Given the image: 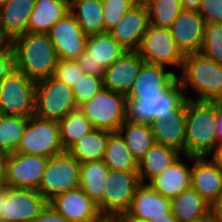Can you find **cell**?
<instances>
[{
    "instance_id": "obj_48",
    "label": "cell",
    "mask_w": 222,
    "mask_h": 222,
    "mask_svg": "<svg viewBox=\"0 0 222 222\" xmlns=\"http://www.w3.org/2000/svg\"><path fill=\"white\" fill-rule=\"evenodd\" d=\"M6 154L0 152V188L6 186L5 180V162Z\"/></svg>"
},
{
    "instance_id": "obj_23",
    "label": "cell",
    "mask_w": 222,
    "mask_h": 222,
    "mask_svg": "<svg viewBox=\"0 0 222 222\" xmlns=\"http://www.w3.org/2000/svg\"><path fill=\"white\" fill-rule=\"evenodd\" d=\"M36 0H8L0 7V33L10 43L27 33L30 14Z\"/></svg>"
},
{
    "instance_id": "obj_54",
    "label": "cell",
    "mask_w": 222,
    "mask_h": 222,
    "mask_svg": "<svg viewBox=\"0 0 222 222\" xmlns=\"http://www.w3.org/2000/svg\"><path fill=\"white\" fill-rule=\"evenodd\" d=\"M122 222H147V221H141L135 218H119Z\"/></svg>"
},
{
    "instance_id": "obj_43",
    "label": "cell",
    "mask_w": 222,
    "mask_h": 222,
    "mask_svg": "<svg viewBox=\"0 0 222 222\" xmlns=\"http://www.w3.org/2000/svg\"><path fill=\"white\" fill-rule=\"evenodd\" d=\"M15 69L14 53L10 44L0 52V83Z\"/></svg>"
},
{
    "instance_id": "obj_42",
    "label": "cell",
    "mask_w": 222,
    "mask_h": 222,
    "mask_svg": "<svg viewBox=\"0 0 222 222\" xmlns=\"http://www.w3.org/2000/svg\"><path fill=\"white\" fill-rule=\"evenodd\" d=\"M77 64L81 67L85 74L102 77L104 75L105 68L100 65L99 62H95L91 55L84 51L77 59Z\"/></svg>"
},
{
    "instance_id": "obj_28",
    "label": "cell",
    "mask_w": 222,
    "mask_h": 222,
    "mask_svg": "<svg viewBox=\"0 0 222 222\" xmlns=\"http://www.w3.org/2000/svg\"><path fill=\"white\" fill-rule=\"evenodd\" d=\"M102 10L101 0H73L70 2V13L86 36L105 33Z\"/></svg>"
},
{
    "instance_id": "obj_17",
    "label": "cell",
    "mask_w": 222,
    "mask_h": 222,
    "mask_svg": "<svg viewBox=\"0 0 222 222\" xmlns=\"http://www.w3.org/2000/svg\"><path fill=\"white\" fill-rule=\"evenodd\" d=\"M144 63L137 51H126L105 69L104 88L127 97Z\"/></svg>"
},
{
    "instance_id": "obj_49",
    "label": "cell",
    "mask_w": 222,
    "mask_h": 222,
    "mask_svg": "<svg viewBox=\"0 0 222 222\" xmlns=\"http://www.w3.org/2000/svg\"><path fill=\"white\" fill-rule=\"evenodd\" d=\"M212 160L222 170V144L217 145L215 151L210 155Z\"/></svg>"
},
{
    "instance_id": "obj_45",
    "label": "cell",
    "mask_w": 222,
    "mask_h": 222,
    "mask_svg": "<svg viewBox=\"0 0 222 222\" xmlns=\"http://www.w3.org/2000/svg\"><path fill=\"white\" fill-rule=\"evenodd\" d=\"M211 214L214 219L222 221V190L211 205Z\"/></svg>"
},
{
    "instance_id": "obj_36",
    "label": "cell",
    "mask_w": 222,
    "mask_h": 222,
    "mask_svg": "<svg viewBox=\"0 0 222 222\" xmlns=\"http://www.w3.org/2000/svg\"><path fill=\"white\" fill-rule=\"evenodd\" d=\"M182 10L180 0H154L148 7L150 24L170 28Z\"/></svg>"
},
{
    "instance_id": "obj_18",
    "label": "cell",
    "mask_w": 222,
    "mask_h": 222,
    "mask_svg": "<svg viewBox=\"0 0 222 222\" xmlns=\"http://www.w3.org/2000/svg\"><path fill=\"white\" fill-rule=\"evenodd\" d=\"M191 160L190 187L197 191L210 205L222 190V170L209 157H193L183 154Z\"/></svg>"
},
{
    "instance_id": "obj_52",
    "label": "cell",
    "mask_w": 222,
    "mask_h": 222,
    "mask_svg": "<svg viewBox=\"0 0 222 222\" xmlns=\"http://www.w3.org/2000/svg\"><path fill=\"white\" fill-rule=\"evenodd\" d=\"M9 44V42L0 33V52Z\"/></svg>"
},
{
    "instance_id": "obj_19",
    "label": "cell",
    "mask_w": 222,
    "mask_h": 222,
    "mask_svg": "<svg viewBox=\"0 0 222 222\" xmlns=\"http://www.w3.org/2000/svg\"><path fill=\"white\" fill-rule=\"evenodd\" d=\"M171 212V201L155 191L149 184L140 183L135 190L128 211L119 218H135L149 222Z\"/></svg>"
},
{
    "instance_id": "obj_35",
    "label": "cell",
    "mask_w": 222,
    "mask_h": 222,
    "mask_svg": "<svg viewBox=\"0 0 222 222\" xmlns=\"http://www.w3.org/2000/svg\"><path fill=\"white\" fill-rule=\"evenodd\" d=\"M28 117L3 115L0 124V152L15 153L23 135Z\"/></svg>"
},
{
    "instance_id": "obj_9",
    "label": "cell",
    "mask_w": 222,
    "mask_h": 222,
    "mask_svg": "<svg viewBox=\"0 0 222 222\" xmlns=\"http://www.w3.org/2000/svg\"><path fill=\"white\" fill-rule=\"evenodd\" d=\"M77 109L72 87L53 77L36 82L35 115L42 119L59 121Z\"/></svg>"
},
{
    "instance_id": "obj_39",
    "label": "cell",
    "mask_w": 222,
    "mask_h": 222,
    "mask_svg": "<svg viewBox=\"0 0 222 222\" xmlns=\"http://www.w3.org/2000/svg\"><path fill=\"white\" fill-rule=\"evenodd\" d=\"M105 33L114 27L122 16L134 7L133 0H101Z\"/></svg>"
},
{
    "instance_id": "obj_5",
    "label": "cell",
    "mask_w": 222,
    "mask_h": 222,
    "mask_svg": "<svg viewBox=\"0 0 222 222\" xmlns=\"http://www.w3.org/2000/svg\"><path fill=\"white\" fill-rule=\"evenodd\" d=\"M126 96L102 88L79 109L90 121L94 129L117 132L126 121Z\"/></svg>"
},
{
    "instance_id": "obj_6",
    "label": "cell",
    "mask_w": 222,
    "mask_h": 222,
    "mask_svg": "<svg viewBox=\"0 0 222 222\" xmlns=\"http://www.w3.org/2000/svg\"><path fill=\"white\" fill-rule=\"evenodd\" d=\"M16 152L45 158L64 153L58 121L30 116Z\"/></svg>"
},
{
    "instance_id": "obj_34",
    "label": "cell",
    "mask_w": 222,
    "mask_h": 222,
    "mask_svg": "<svg viewBox=\"0 0 222 222\" xmlns=\"http://www.w3.org/2000/svg\"><path fill=\"white\" fill-rule=\"evenodd\" d=\"M60 142L67 151L81 137L94 130L90 121L77 108L69 112L64 118L58 121Z\"/></svg>"
},
{
    "instance_id": "obj_33",
    "label": "cell",
    "mask_w": 222,
    "mask_h": 222,
    "mask_svg": "<svg viewBox=\"0 0 222 222\" xmlns=\"http://www.w3.org/2000/svg\"><path fill=\"white\" fill-rule=\"evenodd\" d=\"M103 161L112 170L138 172V161L132 156L124 139L118 132H109Z\"/></svg>"
},
{
    "instance_id": "obj_16",
    "label": "cell",
    "mask_w": 222,
    "mask_h": 222,
    "mask_svg": "<svg viewBox=\"0 0 222 222\" xmlns=\"http://www.w3.org/2000/svg\"><path fill=\"white\" fill-rule=\"evenodd\" d=\"M48 203L69 222H94L102 216L97 204L80 187L61 193Z\"/></svg>"
},
{
    "instance_id": "obj_1",
    "label": "cell",
    "mask_w": 222,
    "mask_h": 222,
    "mask_svg": "<svg viewBox=\"0 0 222 222\" xmlns=\"http://www.w3.org/2000/svg\"><path fill=\"white\" fill-rule=\"evenodd\" d=\"M9 44L16 70L35 82L53 76L59 58L49 34L27 32Z\"/></svg>"
},
{
    "instance_id": "obj_25",
    "label": "cell",
    "mask_w": 222,
    "mask_h": 222,
    "mask_svg": "<svg viewBox=\"0 0 222 222\" xmlns=\"http://www.w3.org/2000/svg\"><path fill=\"white\" fill-rule=\"evenodd\" d=\"M69 13L68 0H36L29 17L27 32L48 34L53 25Z\"/></svg>"
},
{
    "instance_id": "obj_56",
    "label": "cell",
    "mask_w": 222,
    "mask_h": 222,
    "mask_svg": "<svg viewBox=\"0 0 222 222\" xmlns=\"http://www.w3.org/2000/svg\"><path fill=\"white\" fill-rule=\"evenodd\" d=\"M110 222H122L119 218L110 217Z\"/></svg>"
},
{
    "instance_id": "obj_51",
    "label": "cell",
    "mask_w": 222,
    "mask_h": 222,
    "mask_svg": "<svg viewBox=\"0 0 222 222\" xmlns=\"http://www.w3.org/2000/svg\"><path fill=\"white\" fill-rule=\"evenodd\" d=\"M154 0H133L135 7L147 8L152 4Z\"/></svg>"
},
{
    "instance_id": "obj_46",
    "label": "cell",
    "mask_w": 222,
    "mask_h": 222,
    "mask_svg": "<svg viewBox=\"0 0 222 222\" xmlns=\"http://www.w3.org/2000/svg\"><path fill=\"white\" fill-rule=\"evenodd\" d=\"M216 137L217 145L222 144V102H218V111L216 113Z\"/></svg>"
},
{
    "instance_id": "obj_26",
    "label": "cell",
    "mask_w": 222,
    "mask_h": 222,
    "mask_svg": "<svg viewBox=\"0 0 222 222\" xmlns=\"http://www.w3.org/2000/svg\"><path fill=\"white\" fill-rule=\"evenodd\" d=\"M180 156H183L180 151L155 143L138 161L140 183L149 184L156 176L175 163Z\"/></svg>"
},
{
    "instance_id": "obj_47",
    "label": "cell",
    "mask_w": 222,
    "mask_h": 222,
    "mask_svg": "<svg viewBox=\"0 0 222 222\" xmlns=\"http://www.w3.org/2000/svg\"><path fill=\"white\" fill-rule=\"evenodd\" d=\"M183 10L198 11L201 0H180Z\"/></svg>"
},
{
    "instance_id": "obj_20",
    "label": "cell",
    "mask_w": 222,
    "mask_h": 222,
    "mask_svg": "<svg viewBox=\"0 0 222 222\" xmlns=\"http://www.w3.org/2000/svg\"><path fill=\"white\" fill-rule=\"evenodd\" d=\"M149 24L148 9L134 6L108 33L127 51H137Z\"/></svg>"
},
{
    "instance_id": "obj_44",
    "label": "cell",
    "mask_w": 222,
    "mask_h": 222,
    "mask_svg": "<svg viewBox=\"0 0 222 222\" xmlns=\"http://www.w3.org/2000/svg\"><path fill=\"white\" fill-rule=\"evenodd\" d=\"M33 222H69L48 203Z\"/></svg>"
},
{
    "instance_id": "obj_13",
    "label": "cell",
    "mask_w": 222,
    "mask_h": 222,
    "mask_svg": "<svg viewBox=\"0 0 222 222\" xmlns=\"http://www.w3.org/2000/svg\"><path fill=\"white\" fill-rule=\"evenodd\" d=\"M48 159L18 152L7 155L5 162L6 186L37 191Z\"/></svg>"
},
{
    "instance_id": "obj_41",
    "label": "cell",
    "mask_w": 222,
    "mask_h": 222,
    "mask_svg": "<svg viewBox=\"0 0 222 222\" xmlns=\"http://www.w3.org/2000/svg\"><path fill=\"white\" fill-rule=\"evenodd\" d=\"M198 13L208 23H222V0H201Z\"/></svg>"
},
{
    "instance_id": "obj_29",
    "label": "cell",
    "mask_w": 222,
    "mask_h": 222,
    "mask_svg": "<svg viewBox=\"0 0 222 222\" xmlns=\"http://www.w3.org/2000/svg\"><path fill=\"white\" fill-rule=\"evenodd\" d=\"M108 138V131L94 129L76 141L67 152L80 164L89 161H102L107 149Z\"/></svg>"
},
{
    "instance_id": "obj_15",
    "label": "cell",
    "mask_w": 222,
    "mask_h": 222,
    "mask_svg": "<svg viewBox=\"0 0 222 222\" xmlns=\"http://www.w3.org/2000/svg\"><path fill=\"white\" fill-rule=\"evenodd\" d=\"M205 24L198 11L182 10L175 18L170 31L177 48L184 56L200 53Z\"/></svg>"
},
{
    "instance_id": "obj_59",
    "label": "cell",
    "mask_w": 222,
    "mask_h": 222,
    "mask_svg": "<svg viewBox=\"0 0 222 222\" xmlns=\"http://www.w3.org/2000/svg\"><path fill=\"white\" fill-rule=\"evenodd\" d=\"M212 222H222V221L214 219Z\"/></svg>"
},
{
    "instance_id": "obj_11",
    "label": "cell",
    "mask_w": 222,
    "mask_h": 222,
    "mask_svg": "<svg viewBox=\"0 0 222 222\" xmlns=\"http://www.w3.org/2000/svg\"><path fill=\"white\" fill-rule=\"evenodd\" d=\"M48 202L35 190L0 188V222H33Z\"/></svg>"
},
{
    "instance_id": "obj_3",
    "label": "cell",
    "mask_w": 222,
    "mask_h": 222,
    "mask_svg": "<svg viewBox=\"0 0 222 222\" xmlns=\"http://www.w3.org/2000/svg\"><path fill=\"white\" fill-rule=\"evenodd\" d=\"M182 75L177 76L186 99L222 102V65L206 58L201 53L184 57ZM197 92L189 97L186 89Z\"/></svg>"
},
{
    "instance_id": "obj_10",
    "label": "cell",
    "mask_w": 222,
    "mask_h": 222,
    "mask_svg": "<svg viewBox=\"0 0 222 222\" xmlns=\"http://www.w3.org/2000/svg\"><path fill=\"white\" fill-rule=\"evenodd\" d=\"M80 163L67 151L48 159L39 189L49 202L55 196L79 187Z\"/></svg>"
},
{
    "instance_id": "obj_55",
    "label": "cell",
    "mask_w": 222,
    "mask_h": 222,
    "mask_svg": "<svg viewBox=\"0 0 222 222\" xmlns=\"http://www.w3.org/2000/svg\"><path fill=\"white\" fill-rule=\"evenodd\" d=\"M94 222H110V217L101 216L99 219L95 220Z\"/></svg>"
},
{
    "instance_id": "obj_12",
    "label": "cell",
    "mask_w": 222,
    "mask_h": 222,
    "mask_svg": "<svg viewBox=\"0 0 222 222\" xmlns=\"http://www.w3.org/2000/svg\"><path fill=\"white\" fill-rule=\"evenodd\" d=\"M145 63L182 68L184 55L177 48L170 28L149 24L137 50Z\"/></svg>"
},
{
    "instance_id": "obj_24",
    "label": "cell",
    "mask_w": 222,
    "mask_h": 222,
    "mask_svg": "<svg viewBox=\"0 0 222 222\" xmlns=\"http://www.w3.org/2000/svg\"><path fill=\"white\" fill-rule=\"evenodd\" d=\"M191 165L181 157L170 165L160 175L156 176L149 185L159 194L172 199L184 190L190 188Z\"/></svg>"
},
{
    "instance_id": "obj_31",
    "label": "cell",
    "mask_w": 222,
    "mask_h": 222,
    "mask_svg": "<svg viewBox=\"0 0 222 222\" xmlns=\"http://www.w3.org/2000/svg\"><path fill=\"white\" fill-rule=\"evenodd\" d=\"M109 168L104 161H89L80 164L79 187L98 204L103 198L104 184Z\"/></svg>"
},
{
    "instance_id": "obj_14",
    "label": "cell",
    "mask_w": 222,
    "mask_h": 222,
    "mask_svg": "<svg viewBox=\"0 0 222 222\" xmlns=\"http://www.w3.org/2000/svg\"><path fill=\"white\" fill-rule=\"evenodd\" d=\"M48 34L60 60H76L85 51L87 36L71 13L57 21Z\"/></svg>"
},
{
    "instance_id": "obj_4",
    "label": "cell",
    "mask_w": 222,
    "mask_h": 222,
    "mask_svg": "<svg viewBox=\"0 0 222 222\" xmlns=\"http://www.w3.org/2000/svg\"><path fill=\"white\" fill-rule=\"evenodd\" d=\"M186 102L184 91L177 80L160 96L127 97L125 119L129 122L150 124L166 120L170 111L178 110Z\"/></svg>"
},
{
    "instance_id": "obj_40",
    "label": "cell",
    "mask_w": 222,
    "mask_h": 222,
    "mask_svg": "<svg viewBox=\"0 0 222 222\" xmlns=\"http://www.w3.org/2000/svg\"><path fill=\"white\" fill-rule=\"evenodd\" d=\"M84 71L77 64L76 60H60L56 64L53 78L59 82L65 83L69 87H73Z\"/></svg>"
},
{
    "instance_id": "obj_8",
    "label": "cell",
    "mask_w": 222,
    "mask_h": 222,
    "mask_svg": "<svg viewBox=\"0 0 222 222\" xmlns=\"http://www.w3.org/2000/svg\"><path fill=\"white\" fill-rule=\"evenodd\" d=\"M36 82L14 69L0 83V110L4 115H35Z\"/></svg>"
},
{
    "instance_id": "obj_57",
    "label": "cell",
    "mask_w": 222,
    "mask_h": 222,
    "mask_svg": "<svg viewBox=\"0 0 222 222\" xmlns=\"http://www.w3.org/2000/svg\"><path fill=\"white\" fill-rule=\"evenodd\" d=\"M8 0H0V7L7 3Z\"/></svg>"
},
{
    "instance_id": "obj_7",
    "label": "cell",
    "mask_w": 222,
    "mask_h": 222,
    "mask_svg": "<svg viewBox=\"0 0 222 222\" xmlns=\"http://www.w3.org/2000/svg\"><path fill=\"white\" fill-rule=\"evenodd\" d=\"M140 184L138 172L109 169L102 200L97 204L102 216L119 218L132 202L136 187Z\"/></svg>"
},
{
    "instance_id": "obj_50",
    "label": "cell",
    "mask_w": 222,
    "mask_h": 222,
    "mask_svg": "<svg viewBox=\"0 0 222 222\" xmlns=\"http://www.w3.org/2000/svg\"><path fill=\"white\" fill-rule=\"evenodd\" d=\"M149 222H178L175 216L170 212L165 214V217H159L156 219H151Z\"/></svg>"
},
{
    "instance_id": "obj_37",
    "label": "cell",
    "mask_w": 222,
    "mask_h": 222,
    "mask_svg": "<svg viewBox=\"0 0 222 222\" xmlns=\"http://www.w3.org/2000/svg\"><path fill=\"white\" fill-rule=\"evenodd\" d=\"M200 53L206 58L222 65V23L205 24Z\"/></svg>"
},
{
    "instance_id": "obj_21",
    "label": "cell",
    "mask_w": 222,
    "mask_h": 222,
    "mask_svg": "<svg viewBox=\"0 0 222 222\" xmlns=\"http://www.w3.org/2000/svg\"><path fill=\"white\" fill-rule=\"evenodd\" d=\"M177 81L175 71L165 66L144 63L127 97L160 96Z\"/></svg>"
},
{
    "instance_id": "obj_22",
    "label": "cell",
    "mask_w": 222,
    "mask_h": 222,
    "mask_svg": "<svg viewBox=\"0 0 222 222\" xmlns=\"http://www.w3.org/2000/svg\"><path fill=\"white\" fill-rule=\"evenodd\" d=\"M186 102L178 109L170 111L166 120H154L150 127L155 143L174 148L185 154Z\"/></svg>"
},
{
    "instance_id": "obj_30",
    "label": "cell",
    "mask_w": 222,
    "mask_h": 222,
    "mask_svg": "<svg viewBox=\"0 0 222 222\" xmlns=\"http://www.w3.org/2000/svg\"><path fill=\"white\" fill-rule=\"evenodd\" d=\"M124 139L132 156L139 161L155 144L150 124L125 121L117 131Z\"/></svg>"
},
{
    "instance_id": "obj_53",
    "label": "cell",
    "mask_w": 222,
    "mask_h": 222,
    "mask_svg": "<svg viewBox=\"0 0 222 222\" xmlns=\"http://www.w3.org/2000/svg\"><path fill=\"white\" fill-rule=\"evenodd\" d=\"M213 220H214V217L212 216V214H210L204 218H201V219L193 221V222H212Z\"/></svg>"
},
{
    "instance_id": "obj_2",
    "label": "cell",
    "mask_w": 222,
    "mask_h": 222,
    "mask_svg": "<svg viewBox=\"0 0 222 222\" xmlns=\"http://www.w3.org/2000/svg\"><path fill=\"white\" fill-rule=\"evenodd\" d=\"M218 102L186 99L185 155L205 157L215 151Z\"/></svg>"
},
{
    "instance_id": "obj_38",
    "label": "cell",
    "mask_w": 222,
    "mask_h": 222,
    "mask_svg": "<svg viewBox=\"0 0 222 222\" xmlns=\"http://www.w3.org/2000/svg\"><path fill=\"white\" fill-rule=\"evenodd\" d=\"M103 87L102 77L85 73L80 76L79 80L75 82V85L72 87L77 108L89 101Z\"/></svg>"
},
{
    "instance_id": "obj_32",
    "label": "cell",
    "mask_w": 222,
    "mask_h": 222,
    "mask_svg": "<svg viewBox=\"0 0 222 222\" xmlns=\"http://www.w3.org/2000/svg\"><path fill=\"white\" fill-rule=\"evenodd\" d=\"M85 51L91 55L95 62H99L106 69L127 50L107 32L87 36Z\"/></svg>"
},
{
    "instance_id": "obj_58",
    "label": "cell",
    "mask_w": 222,
    "mask_h": 222,
    "mask_svg": "<svg viewBox=\"0 0 222 222\" xmlns=\"http://www.w3.org/2000/svg\"><path fill=\"white\" fill-rule=\"evenodd\" d=\"M3 112L0 110V124H1V121H2V118H3Z\"/></svg>"
},
{
    "instance_id": "obj_27",
    "label": "cell",
    "mask_w": 222,
    "mask_h": 222,
    "mask_svg": "<svg viewBox=\"0 0 222 222\" xmlns=\"http://www.w3.org/2000/svg\"><path fill=\"white\" fill-rule=\"evenodd\" d=\"M170 201L171 213L178 222H193L211 214V205L191 187Z\"/></svg>"
}]
</instances>
